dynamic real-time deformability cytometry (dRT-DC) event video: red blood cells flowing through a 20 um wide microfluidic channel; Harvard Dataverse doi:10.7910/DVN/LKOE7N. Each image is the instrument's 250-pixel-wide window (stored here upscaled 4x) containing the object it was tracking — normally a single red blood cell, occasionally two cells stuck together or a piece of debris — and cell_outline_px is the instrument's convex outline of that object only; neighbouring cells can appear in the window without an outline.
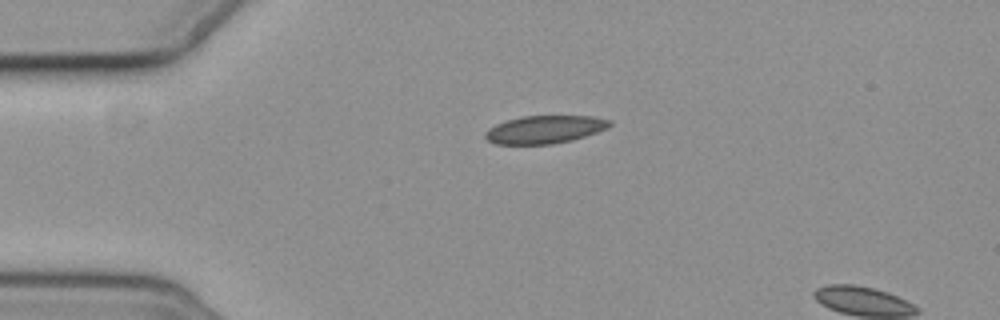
{"species": "common noctule bat (a hibernating species)", "species_latin": "Nyctalus noctula", "temperature_condition": "cold", "stored_images_in_passage": 3, "camera_frame_rate_fps": 3000, "um_per_image_px": 0.085, "animal": {"sex": "female", "body_mass_g": 19.3, "forearm_length_mm": 54.1}, "frame": {"image": 1, "passage_image": 3, "time_ms": 3.333, "image_size_px": [1000, 320], "cell_outline_px": [[612, 124], [608, 128], [572, 140], [552, 144], [496, 144], [488, 140], [484, 136], [484, 132], [488, 128], [496, 124], [520, 116], [592, 116], [612, 120]], "centroid_in_image_um": [46.3, 11.0], "position_along_channel_um": 38.7, "area_um2": 20.23}}